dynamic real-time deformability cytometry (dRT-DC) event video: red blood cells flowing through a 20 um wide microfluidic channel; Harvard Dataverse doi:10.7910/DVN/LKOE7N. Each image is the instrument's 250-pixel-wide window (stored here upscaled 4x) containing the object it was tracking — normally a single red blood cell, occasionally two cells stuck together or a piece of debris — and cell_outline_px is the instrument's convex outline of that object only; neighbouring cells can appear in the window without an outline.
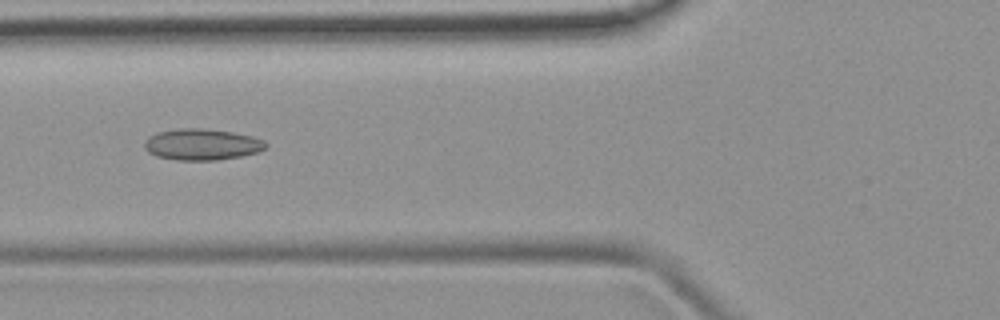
{"species": "common noctule bat (a hibernating species)", "species_latin": "Nyctalus noctula", "temperature_condition": "room temperature", "stored_images_in_passage": 37, "camera_frame_rate_fps": 3000, "um_per_image_px": 0.085, "animal": {"sex": "female", "body_mass_g": 19.9}, "frame": {"image": 1, "passage_image": 7, "time_ms": 2.0, "image_size_px": [1000, 320], "cell_outline_px": [[268, 144], [264, 148], [256, 152], [240, 156], [216, 160], [176, 160], [156, 156], [148, 152], [144, 148], [144, 140], [148, 136], [156, 132], [180, 128], [200, 128], [232, 132], [252, 136], [264, 140]], "centroid_in_image_um": [17.11, 12.27], "position_along_channel_um": 108.7, "area_um2": 22.14}}
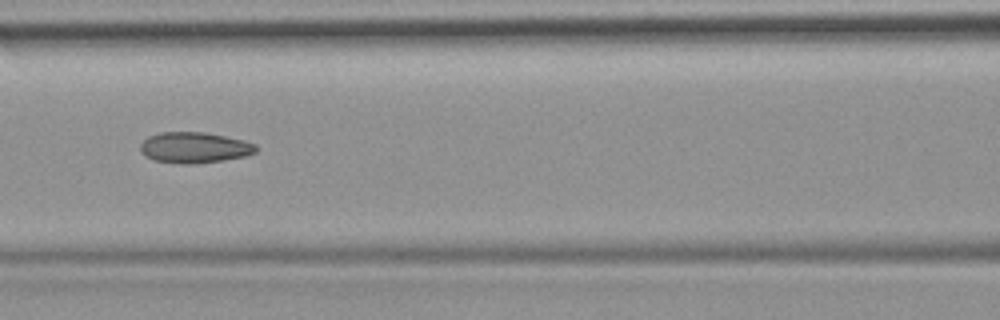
{"frame": {"image": 2, "passage_image": 10, "time_ms": 3.0, "image_size_px": [1000, 320], "cell_outline_px": [[256, 152], [244, 156], [224, 160], [192, 164], [180, 164], [156, 160], [140, 152], [140, 144], [148, 136], [160, 132], [204, 132], [244, 140], [256, 144]], "centroid_in_image_um": [16.52, 12.54], "position_along_channel_um": 150.1, "area_um2": 20.69}}
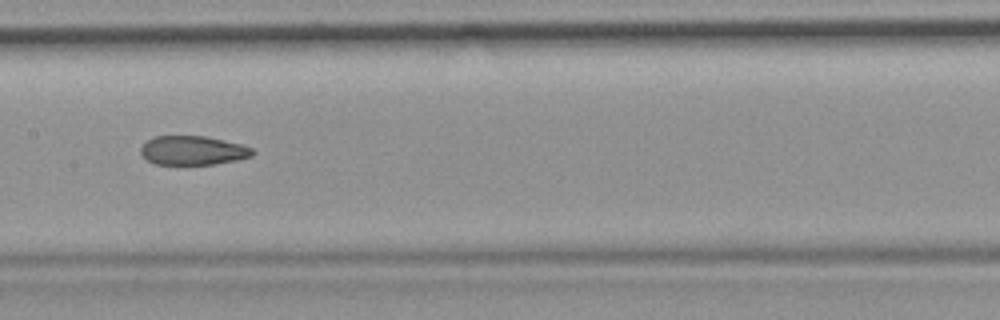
{"frame": {"image": 3, "passage_image": 13, "time_ms": 4.0, "image_size_px": [1000, 320], "cell_outline_px": [[256, 152], [252, 156], [236, 160], [216, 164], [156, 164], [148, 160], [140, 152], [140, 148], [152, 136], [208, 136], [240, 144], [252, 148]], "centroid_in_image_um": [16.41, 12.78], "position_along_channel_um": 191.0, "area_um2": 18.9}}